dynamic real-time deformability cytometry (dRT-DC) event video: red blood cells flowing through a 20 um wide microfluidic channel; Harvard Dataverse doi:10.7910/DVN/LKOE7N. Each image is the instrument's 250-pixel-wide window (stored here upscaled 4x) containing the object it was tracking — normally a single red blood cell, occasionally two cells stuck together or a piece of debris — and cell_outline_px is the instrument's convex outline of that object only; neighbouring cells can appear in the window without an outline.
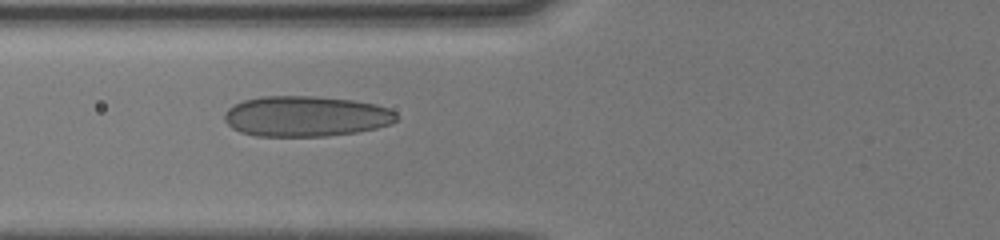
{"species": "human", "species_latin": "Homo sapiens", "temperature_condition": "cold", "stored_images_in_passage": 35, "camera_frame_rate_fps": 3000, "um_per_image_px": 0.085, "donor": {"sex": "male"}, "frame": {"image": 1, "passage_image": 34, "time_ms": 7.0, "image_size_px": [1000, 240], "cell_outline_px": [[400, 116], [392, 124], [376, 128], [356, 132], [328, 136], [256, 136], [240, 132], [232, 128], [224, 120], [224, 112], [228, 108], [244, 100], [260, 96], [316, 96], [352, 100], [376, 104], [388, 108], [396, 112]], "centroid_in_image_um": [26.02, 9.88], "position_along_channel_um": 99.8, "area_um2": 40.92}}